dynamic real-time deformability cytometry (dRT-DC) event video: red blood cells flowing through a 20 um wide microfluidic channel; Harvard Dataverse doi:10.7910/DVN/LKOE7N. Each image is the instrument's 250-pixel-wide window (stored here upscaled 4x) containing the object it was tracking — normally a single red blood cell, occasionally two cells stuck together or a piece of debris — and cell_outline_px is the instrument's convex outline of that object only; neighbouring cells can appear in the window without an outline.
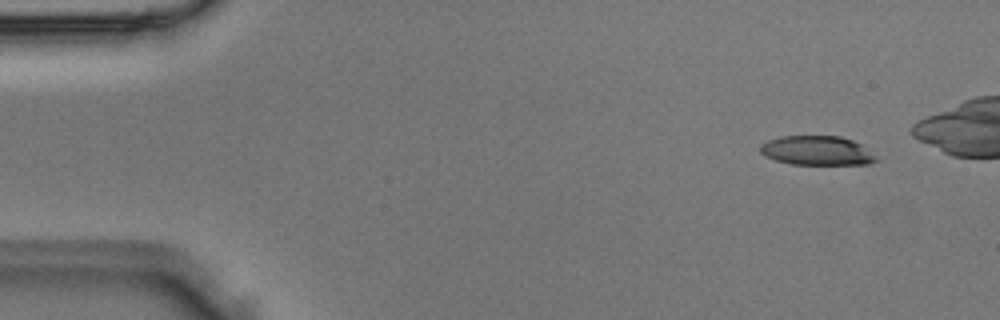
{"species": "Egyptian fruit bat (a non-hibernating species)", "species_latin": "Rousettus aegyptiacus", "temperature_condition": "room temperature", "stored_images_in_passage": 5, "camera_frame_rate_fps": 3000, "um_per_image_px": 0.085, "animal": {"sex": "male"}, "frame": {"image": 1, "passage_image": 1, "time_ms": 0.0, "image_size_px": [1000, 320], "cell_outline_px": [[880, 160], [868, 164], [792, 164], [776, 160], [764, 156], [760, 152], [760, 144], [768, 140], [780, 136], [840, 136], [864, 144]], "centroid_in_image_um": [69.47, 12.79], "position_along_channel_um": 15.5, "area_um2": 20.0}}